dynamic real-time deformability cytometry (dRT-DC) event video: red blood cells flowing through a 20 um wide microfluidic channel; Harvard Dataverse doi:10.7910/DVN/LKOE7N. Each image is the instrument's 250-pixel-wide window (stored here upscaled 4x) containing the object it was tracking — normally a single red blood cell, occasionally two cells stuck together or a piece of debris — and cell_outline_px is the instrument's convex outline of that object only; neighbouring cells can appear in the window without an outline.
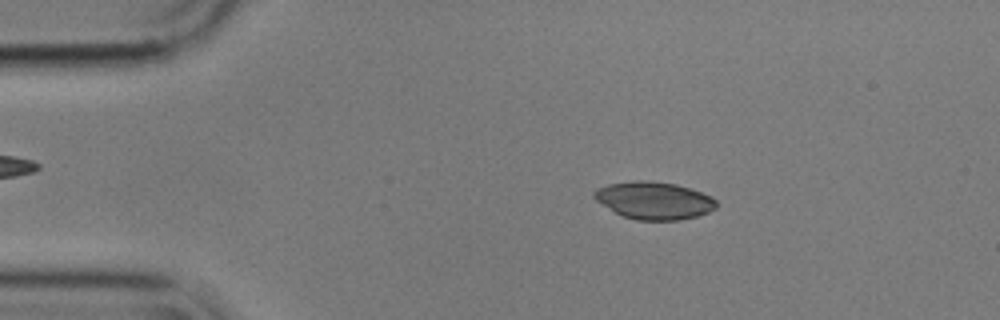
{"species": "common noctule bat (a hibernating species)", "species_latin": "Nyctalus noctula", "temperature_condition": "cold", "stored_images_in_passage": 55, "camera_frame_rate_fps": 3000, "um_per_image_px": 0.085, "animal": {"sex": "male", "body_mass_g": 17.9}, "frame": {"image": 1, "passage_image": 9, "time_ms": 2.667, "image_size_px": [1000, 320], "cell_outline_px": [[716, 208], [708, 212], [696, 216], [680, 220], [636, 220], [624, 216], [616, 212], [596, 200], [592, 196], [592, 192], [608, 184], [632, 180], [644, 180], [676, 184], [712, 196], [716, 200]], "centroid_in_image_um": [55.6, 17.03], "position_along_channel_um": 29.4, "area_um2": 26.47}}
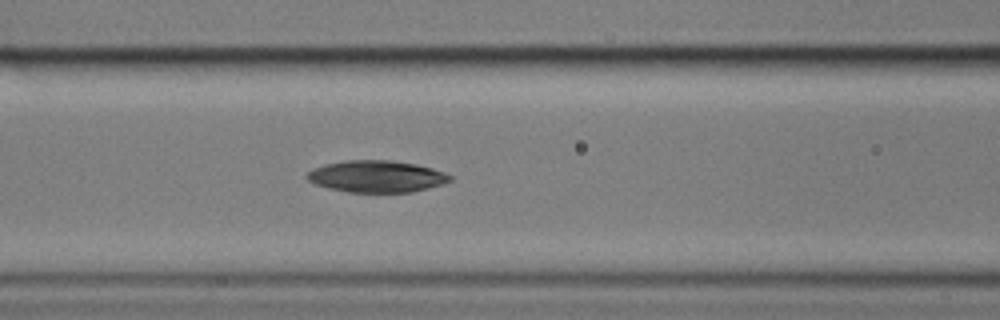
{"frame": {"image": 2, "passage_image": 22, "time_ms": 7.0, "image_size_px": [1000, 320], "cell_outline_px": [[452, 180], [444, 184], [412, 192], [348, 192], [328, 188], [316, 184], [308, 180], [304, 176], [312, 168], [324, 164], [344, 160], [388, 160], [416, 164], [432, 168], [444, 172], [452, 176]], "centroid_in_image_um": [32.0, 14.99], "position_along_channel_um": 134.6, "area_um2": 26.65}}
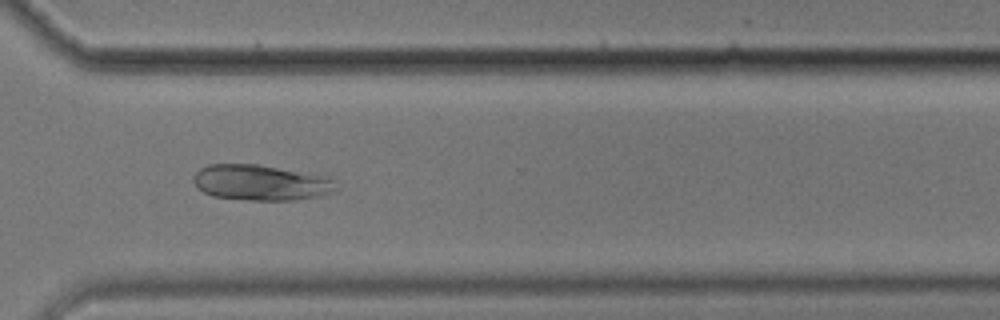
{"frame": {"image": 3, "passage_image": 40, "time_ms": 13.0, "image_size_px": [1000, 320], "cell_outline_px": [[340, 188], [316, 196], [296, 200], [248, 200], [212, 196], [204, 192], [192, 180], [192, 176], [200, 168], [208, 164], [260, 164], [328, 176]], "centroid_in_image_um": [22.16, 15.51], "position_along_channel_um": 348.4, "area_um2": 29.65}}